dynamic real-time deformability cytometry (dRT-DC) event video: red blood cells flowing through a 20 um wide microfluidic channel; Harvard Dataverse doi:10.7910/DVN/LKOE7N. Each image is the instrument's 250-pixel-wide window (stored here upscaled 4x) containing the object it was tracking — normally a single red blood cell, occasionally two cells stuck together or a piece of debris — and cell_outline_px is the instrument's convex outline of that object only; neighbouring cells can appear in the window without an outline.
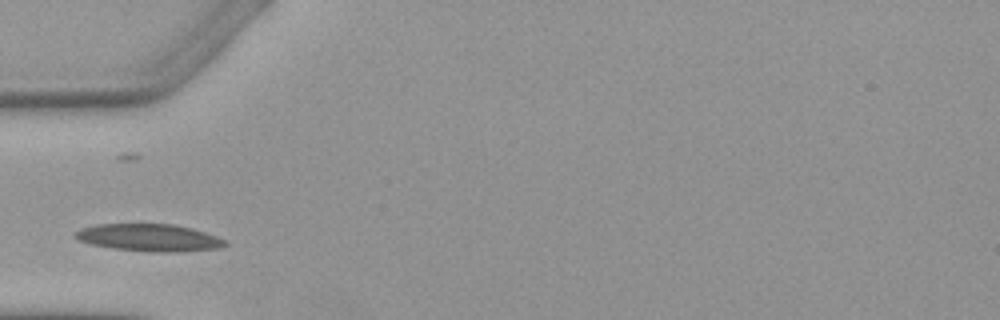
{"species": "Egyptian fruit bat (a non-hibernating species)", "species_latin": "Rousettus aegyptiacus", "temperature_condition": "warm", "stored_images_in_passage": 4, "camera_frame_rate_fps": 3000, "um_per_image_px": 0.085, "animal": {"sex": "female"}, "frame": {"image": 1, "passage_image": 2, "time_ms": 1.333, "image_size_px": [1000, 320], "cell_outline_px": [[228, 244], [220, 248], [176, 252], [148, 252], [112, 248], [92, 244], [80, 240], [72, 236], [80, 228], [96, 224], [172, 224], [192, 228], [228, 240]], "centroid_in_image_um": [12.7, 20.2], "position_along_channel_um": 72.3, "area_um2": 23.93}}
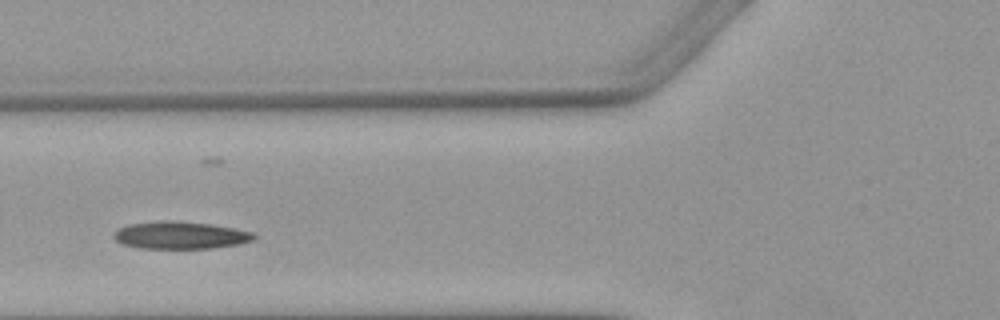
{"frame": {"image": 2, "passage_image": 3, "time_ms": 2.333, "image_size_px": [1000, 320], "cell_outline_px": [[256, 236], [252, 240], [240, 244], [212, 248], [140, 248], [120, 244], [112, 236], [112, 232], [116, 228], [128, 224], [164, 220], [172, 220], [208, 224], [232, 228], [252, 232]], "centroid_in_image_um": [15.24, 19.99], "position_along_channel_um": 110.6, "area_um2": 22.43}}